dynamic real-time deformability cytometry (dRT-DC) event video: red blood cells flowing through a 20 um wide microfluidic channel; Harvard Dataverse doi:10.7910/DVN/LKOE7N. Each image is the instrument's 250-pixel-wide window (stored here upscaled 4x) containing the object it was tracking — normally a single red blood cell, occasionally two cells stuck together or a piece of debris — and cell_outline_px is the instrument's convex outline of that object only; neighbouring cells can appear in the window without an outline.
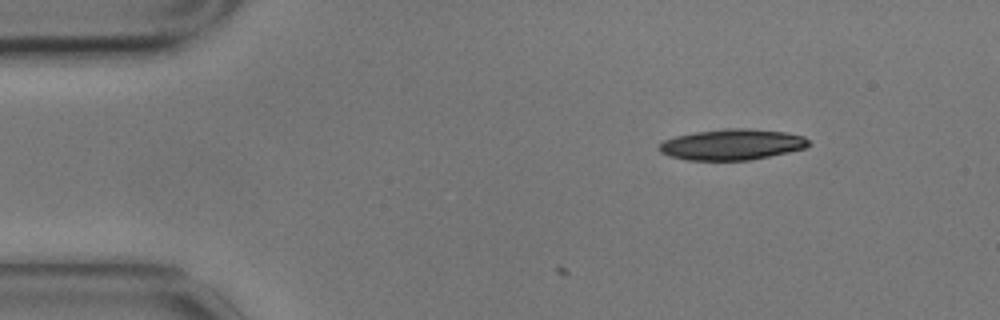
{"species": "common noctule bat (a hibernating species)", "species_latin": "Nyctalus noctula", "temperature_condition": "cold", "stored_images_in_passage": 2, "camera_frame_rate_fps": 3000, "um_per_image_px": 0.085, "animal": {"sex": "male", "body_mass_g": 17.9}, "frame": {"image": 1, "passage_image": 2, "time_ms": 0.333, "image_size_px": [1000, 320], "cell_outline_px": [[812, 144], [804, 148], [788, 152], [748, 160], [688, 160], [668, 156], [660, 152], [656, 148], [664, 140], [676, 136], [696, 132], [724, 128], [748, 128], [784, 132], [804, 136]], "centroid_in_image_um": [62.2, 12.28], "position_along_channel_um": 22.8, "area_um2": 26.88}}